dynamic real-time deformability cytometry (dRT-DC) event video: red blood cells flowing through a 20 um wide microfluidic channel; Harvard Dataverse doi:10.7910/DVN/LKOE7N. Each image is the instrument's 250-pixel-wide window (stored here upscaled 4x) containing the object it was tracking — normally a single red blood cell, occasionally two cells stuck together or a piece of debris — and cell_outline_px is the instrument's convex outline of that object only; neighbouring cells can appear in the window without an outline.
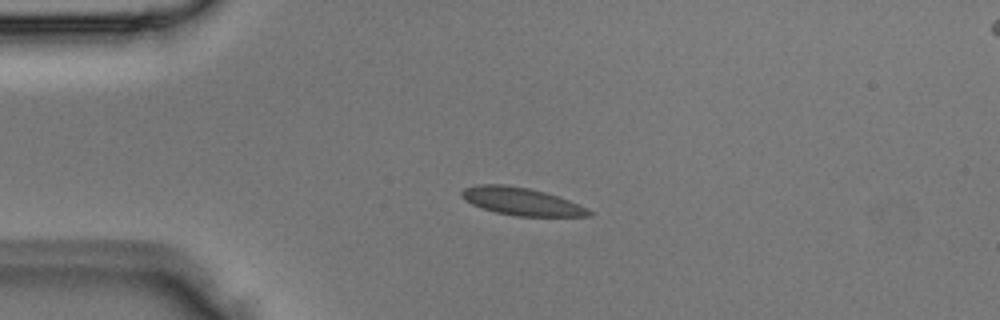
{"species": "Egyptian fruit bat (a non-hibernating species)", "species_latin": "Rousettus aegyptiacus", "temperature_condition": "room temperature", "stored_images_in_passage": 3, "camera_frame_rate_fps": 3000, "um_per_image_px": 0.085, "animal": {"sex": "male"}, "frame": {"image": 1, "passage_image": 2, "time_ms": 0.333, "image_size_px": [1000, 320], "cell_outline_px": [[592, 216], [516, 216], [496, 212], [472, 204], [464, 200], [460, 196], [460, 192], [464, 188], [476, 184], [504, 184], [528, 188], [544, 192], [568, 200], [588, 208], [592, 212]], "centroid_in_image_um": [44.29, 17.11], "position_along_channel_um": 40.7, "area_um2": 20.4}}